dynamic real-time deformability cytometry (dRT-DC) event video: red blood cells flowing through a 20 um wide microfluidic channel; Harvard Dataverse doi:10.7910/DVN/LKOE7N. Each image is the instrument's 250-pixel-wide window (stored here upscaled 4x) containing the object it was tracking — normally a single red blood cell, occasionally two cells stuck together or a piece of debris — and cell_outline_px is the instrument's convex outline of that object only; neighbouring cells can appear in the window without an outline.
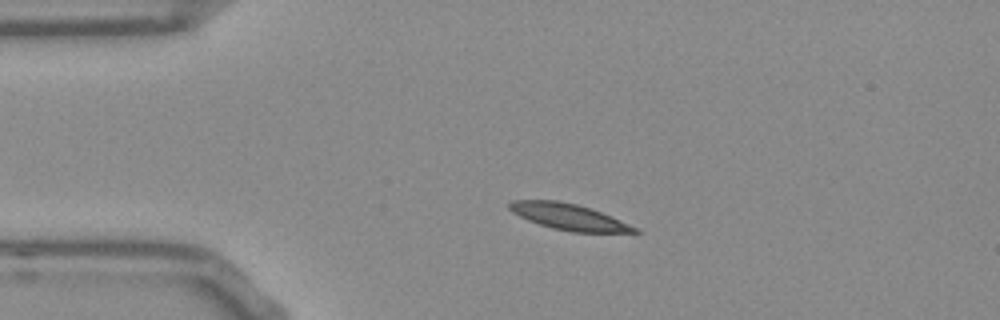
{"species": "Egyptian fruit bat (a non-hibernating species)", "species_latin": "Rousettus aegyptiacus", "temperature_condition": "room temperature", "stored_images_in_passage": 44, "camera_frame_rate_fps": 3000, "um_per_image_px": 0.085, "frame": {"image": 1, "passage_image": 1, "time_ms": 0.0, "image_size_px": [1000, 320], "cell_outline_px": [[640, 232], [572, 232], [552, 228], [528, 220], [512, 212], [508, 208], [508, 204], [512, 200], [556, 200], [576, 204], [600, 212], [636, 228]], "centroid_in_image_um": [48.25, 18.42], "position_along_channel_um": 36.7, "area_um2": 18.55}}
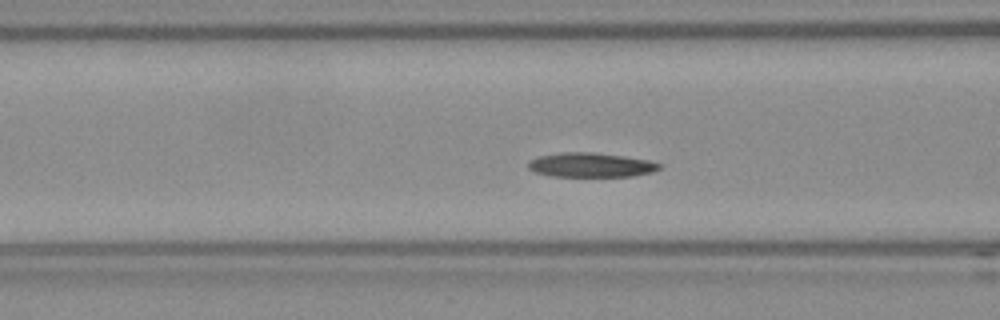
{"frame": {"image": 2, "passage_image": 10, "time_ms": 3.0, "image_size_px": [1000, 320], "cell_outline_px": [[660, 168], [652, 172], [632, 176], [552, 176], [536, 172], [528, 168], [528, 164], [532, 160], [540, 156], [560, 152], [592, 152], [624, 156], [648, 160], [660, 164]], "centroid_in_image_um": [50.23, 14.02], "position_along_channel_um": 116.4, "area_um2": 18.38}}
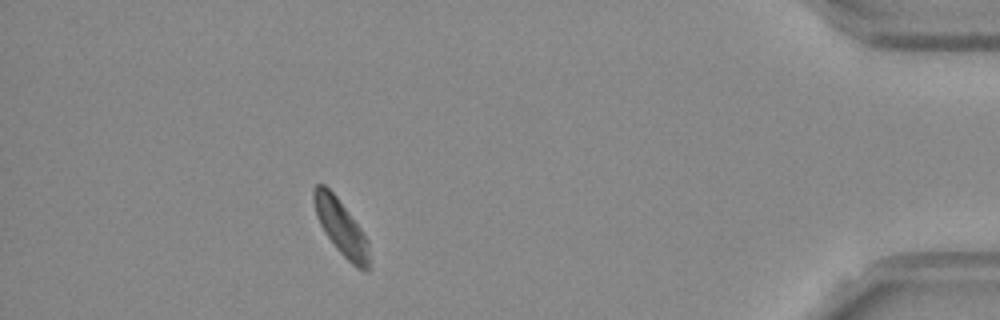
{"frame": {"image": 3, "passage_image": 38, "time_ms": 12.333, "image_size_px": [1000, 320], "cell_outline_px": [[368, 272], [364, 272], [356, 268], [336, 248], [324, 232], [316, 216], [312, 200], [312, 192], [316, 184], [324, 184], [336, 196], [364, 232], [368, 240]], "centroid_in_image_um": [28.97, 19.32], "position_along_channel_um": 406.2, "area_um2": 17.86}, "authors_computed_cell_mechanics": {"area_um2": 18.3515, "velocity_mm_per_s": 3.7034, "shape_relaxation_time_tau1_ms": 8.0996, "shape_relaxation_time_tau2_ms": 8.2815, "deformation_change_tau1": 0.1553, "deformation_change_tau2": 0.1036}}